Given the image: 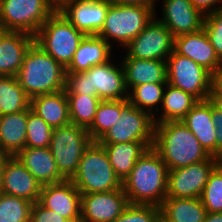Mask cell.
Masks as SVG:
<instances>
[{
	"instance_id": "6da1fadb",
	"label": "cell",
	"mask_w": 222,
	"mask_h": 222,
	"mask_svg": "<svg viewBox=\"0 0 222 222\" xmlns=\"http://www.w3.org/2000/svg\"><path fill=\"white\" fill-rule=\"evenodd\" d=\"M168 171L159 153L148 148L122 182L129 203L161 207L167 193Z\"/></svg>"
},
{
	"instance_id": "7a4b0ae2",
	"label": "cell",
	"mask_w": 222,
	"mask_h": 222,
	"mask_svg": "<svg viewBox=\"0 0 222 222\" xmlns=\"http://www.w3.org/2000/svg\"><path fill=\"white\" fill-rule=\"evenodd\" d=\"M153 148L166 163L168 170L199 163L210 157L181 120L155 124Z\"/></svg>"
},
{
	"instance_id": "3957f363",
	"label": "cell",
	"mask_w": 222,
	"mask_h": 222,
	"mask_svg": "<svg viewBox=\"0 0 222 222\" xmlns=\"http://www.w3.org/2000/svg\"><path fill=\"white\" fill-rule=\"evenodd\" d=\"M95 65L85 72L66 73V95L97 96L101 101L128 99L122 63Z\"/></svg>"
},
{
	"instance_id": "277c9868",
	"label": "cell",
	"mask_w": 222,
	"mask_h": 222,
	"mask_svg": "<svg viewBox=\"0 0 222 222\" xmlns=\"http://www.w3.org/2000/svg\"><path fill=\"white\" fill-rule=\"evenodd\" d=\"M16 79L30 97L66 88V69L36 43L27 50Z\"/></svg>"
},
{
	"instance_id": "5b68a950",
	"label": "cell",
	"mask_w": 222,
	"mask_h": 222,
	"mask_svg": "<svg viewBox=\"0 0 222 222\" xmlns=\"http://www.w3.org/2000/svg\"><path fill=\"white\" fill-rule=\"evenodd\" d=\"M71 181L81 194L122 188V182L116 176L104 147L98 142H92L85 150Z\"/></svg>"
},
{
	"instance_id": "8992f818",
	"label": "cell",
	"mask_w": 222,
	"mask_h": 222,
	"mask_svg": "<svg viewBox=\"0 0 222 222\" xmlns=\"http://www.w3.org/2000/svg\"><path fill=\"white\" fill-rule=\"evenodd\" d=\"M84 36L56 10L34 35V43L66 69Z\"/></svg>"
},
{
	"instance_id": "52a82bcc",
	"label": "cell",
	"mask_w": 222,
	"mask_h": 222,
	"mask_svg": "<svg viewBox=\"0 0 222 222\" xmlns=\"http://www.w3.org/2000/svg\"><path fill=\"white\" fill-rule=\"evenodd\" d=\"M156 6L111 4L104 26L97 34L111 46L112 42L124 47L135 38L155 17Z\"/></svg>"
},
{
	"instance_id": "ba28073f",
	"label": "cell",
	"mask_w": 222,
	"mask_h": 222,
	"mask_svg": "<svg viewBox=\"0 0 222 222\" xmlns=\"http://www.w3.org/2000/svg\"><path fill=\"white\" fill-rule=\"evenodd\" d=\"M92 142L87 129L80 125L69 123L53 130L49 148L66 180L76 174L80 159Z\"/></svg>"
},
{
	"instance_id": "9c48e42d",
	"label": "cell",
	"mask_w": 222,
	"mask_h": 222,
	"mask_svg": "<svg viewBox=\"0 0 222 222\" xmlns=\"http://www.w3.org/2000/svg\"><path fill=\"white\" fill-rule=\"evenodd\" d=\"M56 10L51 0H2L0 30L26 32L34 36Z\"/></svg>"
},
{
	"instance_id": "30bf717a",
	"label": "cell",
	"mask_w": 222,
	"mask_h": 222,
	"mask_svg": "<svg viewBox=\"0 0 222 222\" xmlns=\"http://www.w3.org/2000/svg\"><path fill=\"white\" fill-rule=\"evenodd\" d=\"M166 62L167 83L191 94L198 101L208 99L213 79L210 71L174 50Z\"/></svg>"
},
{
	"instance_id": "8fae6325",
	"label": "cell",
	"mask_w": 222,
	"mask_h": 222,
	"mask_svg": "<svg viewBox=\"0 0 222 222\" xmlns=\"http://www.w3.org/2000/svg\"><path fill=\"white\" fill-rule=\"evenodd\" d=\"M154 134V117L128 102L121 109L118 121L98 143L154 142Z\"/></svg>"
},
{
	"instance_id": "7c38bea8",
	"label": "cell",
	"mask_w": 222,
	"mask_h": 222,
	"mask_svg": "<svg viewBox=\"0 0 222 222\" xmlns=\"http://www.w3.org/2000/svg\"><path fill=\"white\" fill-rule=\"evenodd\" d=\"M124 48L130 58L167 61L174 50V36L155 16Z\"/></svg>"
},
{
	"instance_id": "4fadbf2b",
	"label": "cell",
	"mask_w": 222,
	"mask_h": 222,
	"mask_svg": "<svg viewBox=\"0 0 222 222\" xmlns=\"http://www.w3.org/2000/svg\"><path fill=\"white\" fill-rule=\"evenodd\" d=\"M221 161L210 156L202 162L169 170L166 197L200 198L211 172Z\"/></svg>"
},
{
	"instance_id": "5bb4252c",
	"label": "cell",
	"mask_w": 222,
	"mask_h": 222,
	"mask_svg": "<svg viewBox=\"0 0 222 222\" xmlns=\"http://www.w3.org/2000/svg\"><path fill=\"white\" fill-rule=\"evenodd\" d=\"M111 3L107 0H66L57 10L85 35H97L104 26Z\"/></svg>"
},
{
	"instance_id": "9a60e30c",
	"label": "cell",
	"mask_w": 222,
	"mask_h": 222,
	"mask_svg": "<svg viewBox=\"0 0 222 222\" xmlns=\"http://www.w3.org/2000/svg\"><path fill=\"white\" fill-rule=\"evenodd\" d=\"M121 189L81 194V222H113L129 205Z\"/></svg>"
},
{
	"instance_id": "2e32d148",
	"label": "cell",
	"mask_w": 222,
	"mask_h": 222,
	"mask_svg": "<svg viewBox=\"0 0 222 222\" xmlns=\"http://www.w3.org/2000/svg\"><path fill=\"white\" fill-rule=\"evenodd\" d=\"M161 7L162 17L157 20L163 23L174 37L203 29L205 16L190 0H163Z\"/></svg>"
},
{
	"instance_id": "e0dca14e",
	"label": "cell",
	"mask_w": 222,
	"mask_h": 222,
	"mask_svg": "<svg viewBox=\"0 0 222 222\" xmlns=\"http://www.w3.org/2000/svg\"><path fill=\"white\" fill-rule=\"evenodd\" d=\"M42 186L16 156L8 158L1 176V193L35 203L39 200Z\"/></svg>"
},
{
	"instance_id": "ac0fdd59",
	"label": "cell",
	"mask_w": 222,
	"mask_h": 222,
	"mask_svg": "<svg viewBox=\"0 0 222 222\" xmlns=\"http://www.w3.org/2000/svg\"><path fill=\"white\" fill-rule=\"evenodd\" d=\"M38 202L66 219L81 218V193L71 180L43 185Z\"/></svg>"
},
{
	"instance_id": "d6986e66",
	"label": "cell",
	"mask_w": 222,
	"mask_h": 222,
	"mask_svg": "<svg viewBox=\"0 0 222 222\" xmlns=\"http://www.w3.org/2000/svg\"><path fill=\"white\" fill-rule=\"evenodd\" d=\"M174 51L190 58L212 74L222 63L204 29L174 37Z\"/></svg>"
},
{
	"instance_id": "ffe728a7",
	"label": "cell",
	"mask_w": 222,
	"mask_h": 222,
	"mask_svg": "<svg viewBox=\"0 0 222 222\" xmlns=\"http://www.w3.org/2000/svg\"><path fill=\"white\" fill-rule=\"evenodd\" d=\"M33 43L29 33L0 30V76H16Z\"/></svg>"
},
{
	"instance_id": "44dd1931",
	"label": "cell",
	"mask_w": 222,
	"mask_h": 222,
	"mask_svg": "<svg viewBox=\"0 0 222 222\" xmlns=\"http://www.w3.org/2000/svg\"><path fill=\"white\" fill-rule=\"evenodd\" d=\"M181 121L194 134L205 151L216 157V126L212 122V103L208 99L198 101Z\"/></svg>"
},
{
	"instance_id": "7402d4cb",
	"label": "cell",
	"mask_w": 222,
	"mask_h": 222,
	"mask_svg": "<svg viewBox=\"0 0 222 222\" xmlns=\"http://www.w3.org/2000/svg\"><path fill=\"white\" fill-rule=\"evenodd\" d=\"M16 158L42 184L60 183L66 180L59 172L50 148H24Z\"/></svg>"
},
{
	"instance_id": "603a6c76",
	"label": "cell",
	"mask_w": 222,
	"mask_h": 222,
	"mask_svg": "<svg viewBox=\"0 0 222 222\" xmlns=\"http://www.w3.org/2000/svg\"><path fill=\"white\" fill-rule=\"evenodd\" d=\"M112 49L113 46L98 35H85L66 73L85 72L95 65L107 63L111 59Z\"/></svg>"
},
{
	"instance_id": "cb8c5ba5",
	"label": "cell",
	"mask_w": 222,
	"mask_h": 222,
	"mask_svg": "<svg viewBox=\"0 0 222 222\" xmlns=\"http://www.w3.org/2000/svg\"><path fill=\"white\" fill-rule=\"evenodd\" d=\"M125 74L128 92L137 85L146 83H167V62L160 60H143L127 55L121 62Z\"/></svg>"
},
{
	"instance_id": "d4e9b609",
	"label": "cell",
	"mask_w": 222,
	"mask_h": 222,
	"mask_svg": "<svg viewBox=\"0 0 222 222\" xmlns=\"http://www.w3.org/2000/svg\"><path fill=\"white\" fill-rule=\"evenodd\" d=\"M30 109L53 129L71 123L65 89L30 98Z\"/></svg>"
},
{
	"instance_id": "484cf974",
	"label": "cell",
	"mask_w": 222,
	"mask_h": 222,
	"mask_svg": "<svg viewBox=\"0 0 222 222\" xmlns=\"http://www.w3.org/2000/svg\"><path fill=\"white\" fill-rule=\"evenodd\" d=\"M104 147L116 176L123 182L130 174L136 161L153 147L154 142H128L100 144Z\"/></svg>"
},
{
	"instance_id": "4316f807",
	"label": "cell",
	"mask_w": 222,
	"mask_h": 222,
	"mask_svg": "<svg viewBox=\"0 0 222 222\" xmlns=\"http://www.w3.org/2000/svg\"><path fill=\"white\" fill-rule=\"evenodd\" d=\"M27 110L0 117V151L16 156L25 148Z\"/></svg>"
},
{
	"instance_id": "83f0119b",
	"label": "cell",
	"mask_w": 222,
	"mask_h": 222,
	"mask_svg": "<svg viewBox=\"0 0 222 222\" xmlns=\"http://www.w3.org/2000/svg\"><path fill=\"white\" fill-rule=\"evenodd\" d=\"M160 208L166 222H203L207 213L201 198L166 197Z\"/></svg>"
},
{
	"instance_id": "f1b7e54d",
	"label": "cell",
	"mask_w": 222,
	"mask_h": 222,
	"mask_svg": "<svg viewBox=\"0 0 222 222\" xmlns=\"http://www.w3.org/2000/svg\"><path fill=\"white\" fill-rule=\"evenodd\" d=\"M160 108L161 114L154 118L155 124L167 121H180L193 108L198 100L191 94L167 83Z\"/></svg>"
},
{
	"instance_id": "f546056e",
	"label": "cell",
	"mask_w": 222,
	"mask_h": 222,
	"mask_svg": "<svg viewBox=\"0 0 222 222\" xmlns=\"http://www.w3.org/2000/svg\"><path fill=\"white\" fill-rule=\"evenodd\" d=\"M30 108V97L18 83L16 76H0L1 115L13 114Z\"/></svg>"
},
{
	"instance_id": "4dcf8cb0",
	"label": "cell",
	"mask_w": 222,
	"mask_h": 222,
	"mask_svg": "<svg viewBox=\"0 0 222 222\" xmlns=\"http://www.w3.org/2000/svg\"><path fill=\"white\" fill-rule=\"evenodd\" d=\"M128 99L101 101L97 107L92 124L87 131L93 142H98L120 118L121 109L128 103Z\"/></svg>"
},
{
	"instance_id": "1f68e13d",
	"label": "cell",
	"mask_w": 222,
	"mask_h": 222,
	"mask_svg": "<svg viewBox=\"0 0 222 222\" xmlns=\"http://www.w3.org/2000/svg\"><path fill=\"white\" fill-rule=\"evenodd\" d=\"M167 83H146L134 86L128 92V101L137 108L149 113L155 118L162 104L164 91ZM156 106V107H155ZM155 108V111H153Z\"/></svg>"
},
{
	"instance_id": "d6a6232c",
	"label": "cell",
	"mask_w": 222,
	"mask_h": 222,
	"mask_svg": "<svg viewBox=\"0 0 222 222\" xmlns=\"http://www.w3.org/2000/svg\"><path fill=\"white\" fill-rule=\"evenodd\" d=\"M71 123L88 128L95 117L101 100L97 96L67 95Z\"/></svg>"
},
{
	"instance_id": "836d02e7",
	"label": "cell",
	"mask_w": 222,
	"mask_h": 222,
	"mask_svg": "<svg viewBox=\"0 0 222 222\" xmlns=\"http://www.w3.org/2000/svg\"><path fill=\"white\" fill-rule=\"evenodd\" d=\"M32 202L0 192V222H30Z\"/></svg>"
},
{
	"instance_id": "e575fe53",
	"label": "cell",
	"mask_w": 222,
	"mask_h": 222,
	"mask_svg": "<svg viewBox=\"0 0 222 222\" xmlns=\"http://www.w3.org/2000/svg\"><path fill=\"white\" fill-rule=\"evenodd\" d=\"M53 128L31 109H27V135L25 148H48Z\"/></svg>"
},
{
	"instance_id": "d590c367",
	"label": "cell",
	"mask_w": 222,
	"mask_h": 222,
	"mask_svg": "<svg viewBox=\"0 0 222 222\" xmlns=\"http://www.w3.org/2000/svg\"><path fill=\"white\" fill-rule=\"evenodd\" d=\"M200 198L207 213L222 212V161L211 172Z\"/></svg>"
},
{
	"instance_id": "8d00e7d4",
	"label": "cell",
	"mask_w": 222,
	"mask_h": 222,
	"mask_svg": "<svg viewBox=\"0 0 222 222\" xmlns=\"http://www.w3.org/2000/svg\"><path fill=\"white\" fill-rule=\"evenodd\" d=\"M161 208L153 205L129 204L113 222H158Z\"/></svg>"
},
{
	"instance_id": "74e56055",
	"label": "cell",
	"mask_w": 222,
	"mask_h": 222,
	"mask_svg": "<svg viewBox=\"0 0 222 222\" xmlns=\"http://www.w3.org/2000/svg\"><path fill=\"white\" fill-rule=\"evenodd\" d=\"M203 29L216 55L222 61V9L205 16Z\"/></svg>"
},
{
	"instance_id": "f35d334b",
	"label": "cell",
	"mask_w": 222,
	"mask_h": 222,
	"mask_svg": "<svg viewBox=\"0 0 222 222\" xmlns=\"http://www.w3.org/2000/svg\"><path fill=\"white\" fill-rule=\"evenodd\" d=\"M30 222H81V218L66 219L37 201L32 204Z\"/></svg>"
},
{
	"instance_id": "ab89813d",
	"label": "cell",
	"mask_w": 222,
	"mask_h": 222,
	"mask_svg": "<svg viewBox=\"0 0 222 222\" xmlns=\"http://www.w3.org/2000/svg\"><path fill=\"white\" fill-rule=\"evenodd\" d=\"M212 122L216 126V157L222 160V112L216 110L213 105Z\"/></svg>"
},
{
	"instance_id": "60d3db41",
	"label": "cell",
	"mask_w": 222,
	"mask_h": 222,
	"mask_svg": "<svg viewBox=\"0 0 222 222\" xmlns=\"http://www.w3.org/2000/svg\"><path fill=\"white\" fill-rule=\"evenodd\" d=\"M204 16L222 9V0H190ZM219 3V4H218ZM217 5V6H216ZM215 6V7H214Z\"/></svg>"
},
{
	"instance_id": "b9f144b4",
	"label": "cell",
	"mask_w": 222,
	"mask_h": 222,
	"mask_svg": "<svg viewBox=\"0 0 222 222\" xmlns=\"http://www.w3.org/2000/svg\"><path fill=\"white\" fill-rule=\"evenodd\" d=\"M208 100L216 110L222 112V91H218L212 86Z\"/></svg>"
},
{
	"instance_id": "7bdbcfd3",
	"label": "cell",
	"mask_w": 222,
	"mask_h": 222,
	"mask_svg": "<svg viewBox=\"0 0 222 222\" xmlns=\"http://www.w3.org/2000/svg\"><path fill=\"white\" fill-rule=\"evenodd\" d=\"M111 4L156 6V0H107Z\"/></svg>"
},
{
	"instance_id": "ee69618b",
	"label": "cell",
	"mask_w": 222,
	"mask_h": 222,
	"mask_svg": "<svg viewBox=\"0 0 222 222\" xmlns=\"http://www.w3.org/2000/svg\"><path fill=\"white\" fill-rule=\"evenodd\" d=\"M212 86L218 91H222V63L213 73Z\"/></svg>"
},
{
	"instance_id": "f6af8a7d",
	"label": "cell",
	"mask_w": 222,
	"mask_h": 222,
	"mask_svg": "<svg viewBox=\"0 0 222 222\" xmlns=\"http://www.w3.org/2000/svg\"><path fill=\"white\" fill-rule=\"evenodd\" d=\"M203 222H222V212L206 213Z\"/></svg>"
},
{
	"instance_id": "bcb514c9",
	"label": "cell",
	"mask_w": 222,
	"mask_h": 222,
	"mask_svg": "<svg viewBox=\"0 0 222 222\" xmlns=\"http://www.w3.org/2000/svg\"><path fill=\"white\" fill-rule=\"evenodd\" d=\"M9 157L10 155L0 151V184H1V176L3 173L4 166Z\"/></svg>"
},
{
	"instance_id": "7dc6e473",
	"label": "cell",
	"mask_w": 222,
	"mask_h": 222,
	"mask_svg": "<svg viewBox=\"0 0 222 222\" xmlns=\"http://www.w3.org/2000/svg\"><path fill=\"white\" fill-rule=\"evenodd\" d=\"M66 0H51V2L56 6L58 7L62 2H64Z\"/></svg>"
},
{
	"instance_id": "c3c4849f",
	"label": "cell",
	"mask_w": 222,
	"mask_h": 222,
	"mask_svg": "<svg viewBox=\"0 0 222 222\" xmlns=\"http://www.w3.org/2000/svg\"><path fill=\"white\" fill-rule=\"evenodd\" d=\"M158 222H166L162 217L158 220Z\"/></svg>"
}]
</instances>
